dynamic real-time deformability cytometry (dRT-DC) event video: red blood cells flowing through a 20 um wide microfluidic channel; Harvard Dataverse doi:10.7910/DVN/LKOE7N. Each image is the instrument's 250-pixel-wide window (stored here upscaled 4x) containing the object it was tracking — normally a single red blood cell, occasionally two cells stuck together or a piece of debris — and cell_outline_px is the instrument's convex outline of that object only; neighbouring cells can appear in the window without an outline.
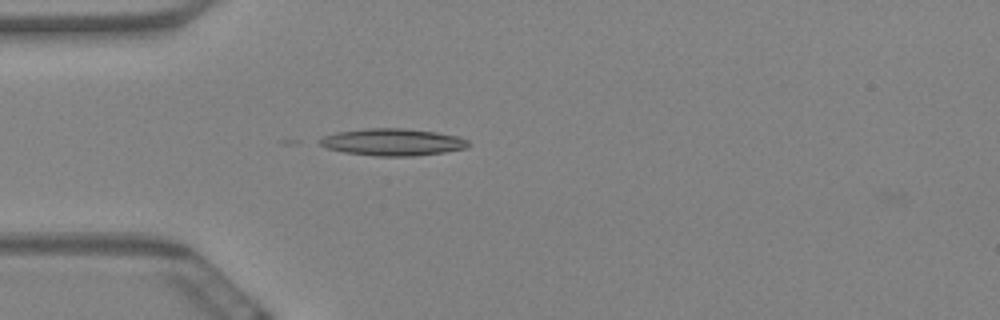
{"species": "Egyptian fruit bat (a non-hibernating species)", "species_latin": "Rousettus aegyptiacus", "temperature_condition": "warm", "stored_images_in_passage": 6, "camera_frame_rate_fps": 3000, "um_per_image_px": 0.085, "animal": {"sex": "female"}, "frame": {"image": 1, "passage_image": 2, "time_ms": 0.333, "image_size_px": [1000, 320], "cell_outline_px": [[472, 144], [468, 148], [444, 152], [416, 156], [376, 156], [344, 152], [328, 148], [320, 144], [316, 140], [324, 136], [336, 132], [368, 128], [404, 128], [436, 132], [460, 136], [468, 140]], "centroid_in_image_um": [33.42, 12.08], "position_along_channel_um": 51.6, "area_um2": 23.64}}